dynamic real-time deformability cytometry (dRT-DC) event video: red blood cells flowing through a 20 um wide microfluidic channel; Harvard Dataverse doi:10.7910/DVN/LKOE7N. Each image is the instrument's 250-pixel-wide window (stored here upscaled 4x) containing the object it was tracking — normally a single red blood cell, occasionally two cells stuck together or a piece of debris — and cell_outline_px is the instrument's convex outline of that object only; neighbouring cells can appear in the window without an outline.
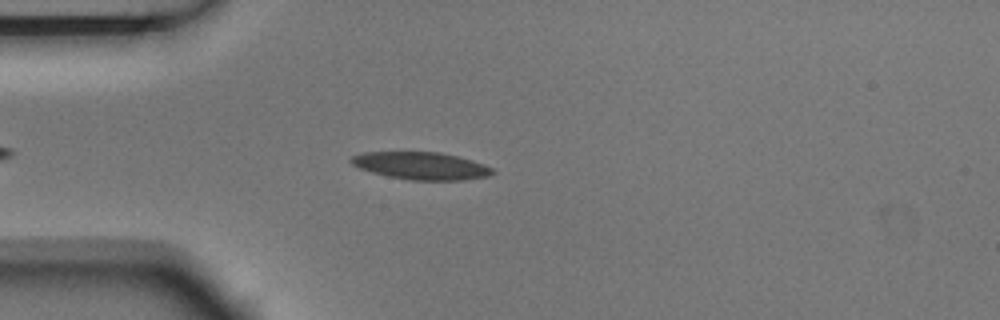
{"species": "Egyptian fruit bat (a non-hibernating species)", "species_latin": "Rousettus aegyptiacus", "temperature_condition": "room temperature", "stored_images_in_passage": 3, "camera_frame_rate_fps": 3000, "um_per_image_px": 0.085, "animal": {"sex": "male"}, "frame": {"image": 1, "passage_image": 3, "time_ms": 0.667, "image_size_px": [1000, 320], "cell_outline_px": [[496, 172], [488, 176], [464, 180], [412, 180], [388, 176], [372, 172], [360, 168], [352, 164], [348, 160], [352, 156], [364, 152], [440, 152], [460, 156], [484, 164], [492, 168]], "centroid_in_image_um": [35.82, 14.08], "position_along_channel_um": 49.2, "area_um2": 22.66}}